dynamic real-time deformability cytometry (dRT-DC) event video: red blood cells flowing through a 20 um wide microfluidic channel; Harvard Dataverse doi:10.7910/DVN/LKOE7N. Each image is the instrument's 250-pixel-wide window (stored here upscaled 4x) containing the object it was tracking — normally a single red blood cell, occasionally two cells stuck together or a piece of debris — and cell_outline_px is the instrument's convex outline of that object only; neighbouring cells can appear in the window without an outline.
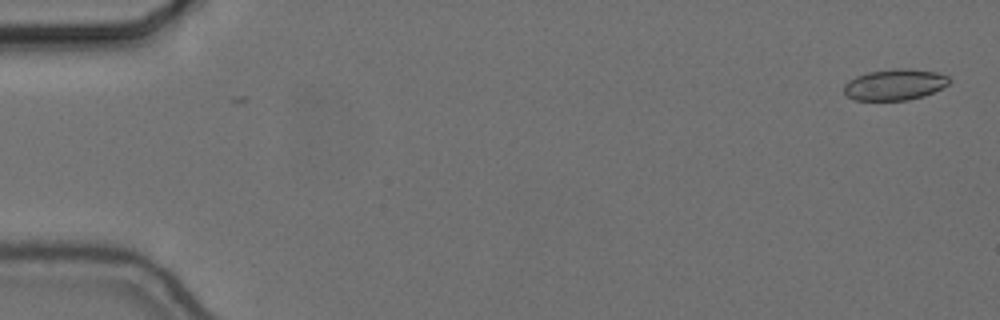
{"species": "common noctule bat (a hibernating species)", "species_latin": "Nyctalus noctula", "temperature_condition": "cold", "stored_images_in_passage": 56, "camera_frame_rate_fps": 3000, "um_per_image_px": 0.085, "animal": {"sex": "female", "body_mass_g": 24.6, "forearm_length_mm": 56.2}, "frame": {"image": 1, "passage_image": 1, "time_ms": 0.0, "image_size_px": [1000, 320], "cell_outline_px": [[952, 80], [948, 84], [924, 96], [908, 100], [856, 100], [848, 96], [844, 92], [844, 84], [848, 80], [856, 76], [868, 72], [892, 68], [900, 68], [936, 72], [948, 76]], "centroid_in_image_um": [76.04, 7.19], "position_along_channel_um": 9.0, "area_um2": 19.02}}
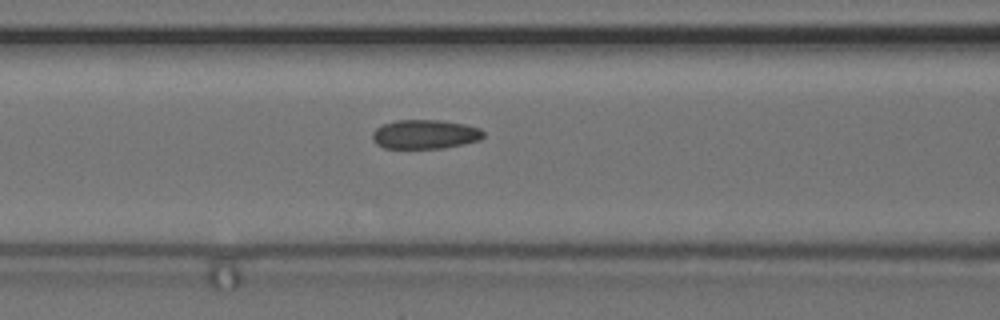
{"frame": {"image": 2, "passage_image": 23, "time_ms": 7.333, "image_size_px": [1000, 320], "cell_outline_px": [[484, 136], [480, 140], [444, 148], [384, 148], [376, 144], [372, 140], [372, 132], [376, 128], [384, 124], [396, 120], [440, 120], [464, 124], [480, 128], [484, 132]], "centroid_in_image_um": [36.11, 11.41], "position_along_channel_um": 130.5, "area_um2": 18.9}}
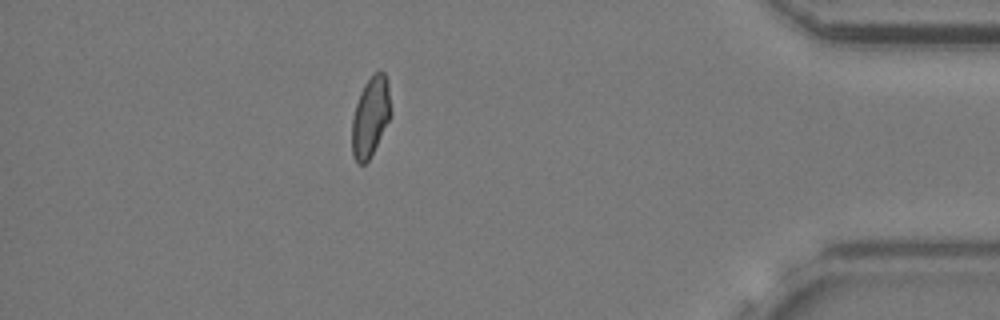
{"frame": {"image": 3, "passage_image": 49, "time_ms": 16.0, "image_size_px": [1000, 320], "cell_outline_px": [[392, 116], [368, 160], [364, 164], [356, 164], [352, 156], [352, 120], [356, 104], [360, 92], [364, 84], [376, 72], [384, 72], [388, 80], [392, 112]], "centroid_in_image_um": [31.5, 9.93], "position_along_channel_um": 403.7, "area_um2": 18.21}, "authors_computed_cell_mechanics": {"area_um2": 18.9295, "velocity_mm_per_s": 3.6608, "shape_relaxation_time_tau1_ms": null, "shape_relaxation_time_tau2_ms": 1.8276, "deformation_change_tau1": null, "deformation_change_tau2": 0.0653}}